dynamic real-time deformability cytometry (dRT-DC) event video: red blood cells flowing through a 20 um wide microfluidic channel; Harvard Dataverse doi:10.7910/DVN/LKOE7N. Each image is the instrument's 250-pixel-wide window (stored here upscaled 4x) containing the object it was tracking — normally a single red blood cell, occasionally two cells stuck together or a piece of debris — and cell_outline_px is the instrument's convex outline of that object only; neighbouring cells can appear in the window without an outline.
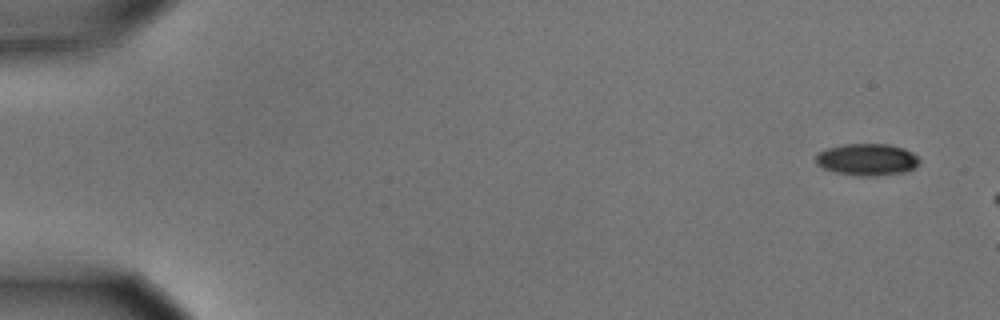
{"species": "common noctule bat (a hibernating species)", "species_latin": "Nyctalus noctula", "temperature_condition": "cold", "stored_images_in_passage": 5, "camera_frame_rate_fps": 3000, "um_per_image_px": 0.085, "animal": {"sex": "male", "body_mass_g": 15.6}, "frame": {"image": 1, "passage_image": 1, "time_ms": 0.0, "image_size_px": [1000, 320], "cell_outline_px": [[920, 164], [904, 172], [876, 176], [856, 176], [836, 172], [824, 168], [816, 164], [816, 156], [820, 152], [828, 148], [844, 144], [888, 144], [904, 148], [912, 152], [920, 160]], "centroid_in_image_um": [73.72, 13.56], "position_along_channel_um": 11.3, "area_um2": 19.19}}